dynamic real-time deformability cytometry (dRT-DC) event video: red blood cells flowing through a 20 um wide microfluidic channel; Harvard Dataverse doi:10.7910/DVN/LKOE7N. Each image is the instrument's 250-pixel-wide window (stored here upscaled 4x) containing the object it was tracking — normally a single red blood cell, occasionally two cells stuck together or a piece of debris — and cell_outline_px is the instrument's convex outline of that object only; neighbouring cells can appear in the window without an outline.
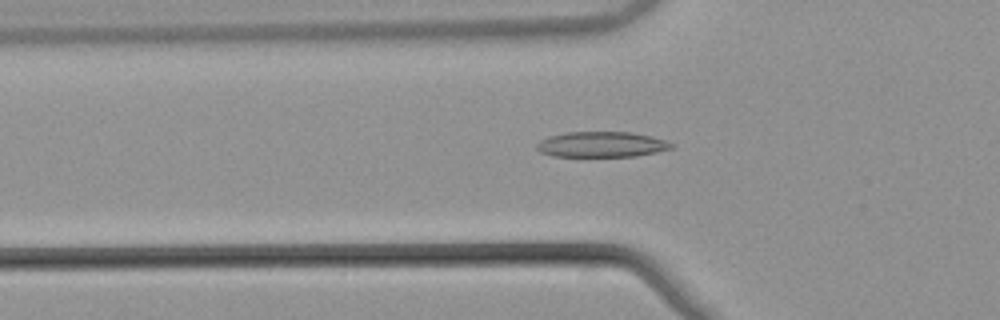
{"species": "common noctule bat (a hibernating species)", "species_latin": "Nyctalus noctula", "temperature_condition": "warm", "stored_images_in_passage": 46, "camera_frame_rate_fps": 3000, "um_per_image_px": 0.085, "animal": {"sex": "male", "body_mass_g": 21.5, "forearm_length_mm": 52.0}, "frame": {"image": 1, "passage_image": 14, "time_ms": 4.333, "image_size_px": [1000, 320], "cell_outline_px": [[676, 144], [672, 148], [656, 152], [636, 156], [552, 156], [540, 152], [536, 148], [536, 144], [540, 140], [548, 136], [564, 132], [632, 132], [652, 136]], "centroid_in_image_um": [51.12, 12.27], "position_along_channel_um": 74.7, "area_um2": 20.11}}
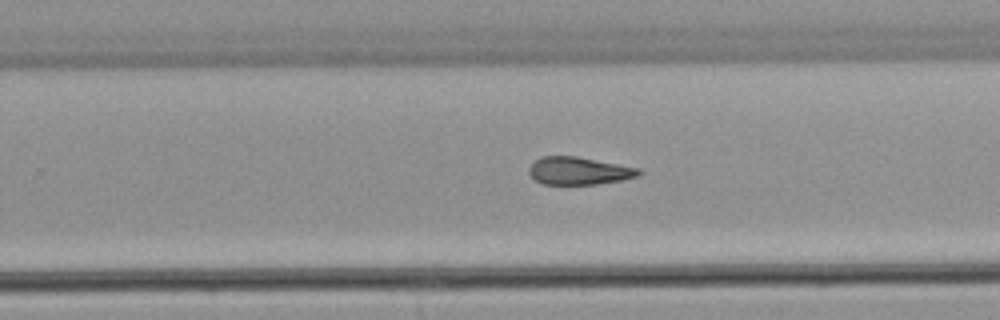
{"frame": {"image": 2, "passage_image": 30, "time_ms": 9.667, "image_size_px": [1000, 320], "cell_outline_px": [[640, 172], [636, 176], [620, 180], [596, 184], [544, 184], [536, 180], [528, 172], [528, 168], [540, 156], [576, 156], [640, 168]], "centroid_in_image_um": [49.17, 14.51], "position_along_channel_um": 280.6, "area_um2": 17.46}}
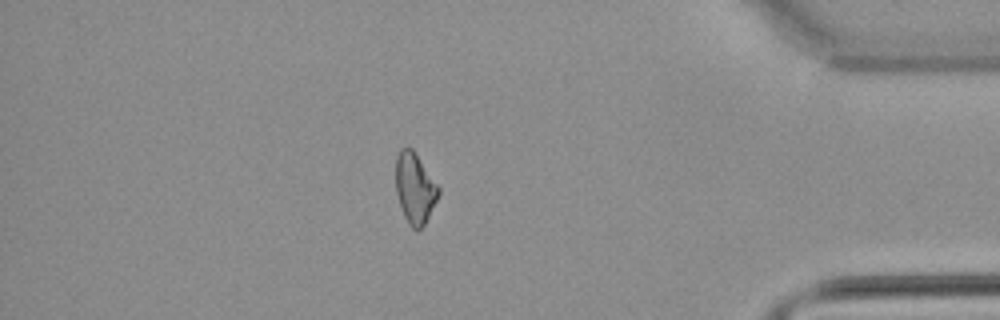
{"frame": {"image": 3, "passage_image": 42, "time_ms": 13.667, "image_size_px": [1000, 320], "cell_outline_px": [[440, 192], [424, 224], [416, 232], [408, 224], [404, 216], [396, 192], [396, 156], [400, 148], [412, 148], [440, 188]], "centroid_in_image_um": [35.25, 15.99], "position_along_channel_um": 400.0, "area_um2": 17.34}}